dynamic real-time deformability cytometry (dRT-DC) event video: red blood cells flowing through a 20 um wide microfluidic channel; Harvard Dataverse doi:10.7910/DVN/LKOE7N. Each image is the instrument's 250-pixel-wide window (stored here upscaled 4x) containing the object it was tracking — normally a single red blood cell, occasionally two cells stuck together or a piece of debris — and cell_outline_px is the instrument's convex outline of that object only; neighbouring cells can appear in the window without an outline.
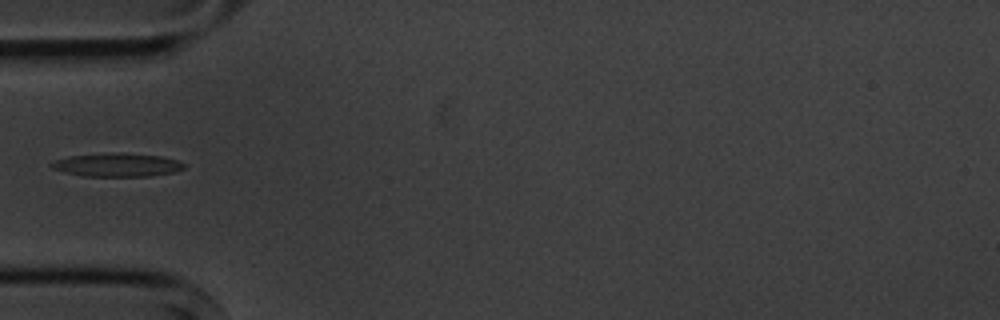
{"species": "common noctule bat (a hibernating species)", "species_latin": "Nyctalus noctula", "temperature_condition": "cold", "stored_images_in_passage": 1, "camera_frame_rate_fps": 3000, "um_per_image_px": 0.085, "animal": {"sex": "male", "body_mass_g": 20.1, "forearm_length_mm": 53.5}, "frame": {"image": 1, "passage_image": 1, "time_ms": 0.0, "image_size_px": [1000, 320], "cell_outline_px": [[184, 168], [172, 172], [148, 176], [80, 176], [64, 172], [52, 168], [48, 164], [56, 160], [68, 156], [120, 152], [160, 156], [180, 160], [184, 164]], "centroid_in_image_um": [9.93, 14.01], "position_along_channel_um": 75.1, "area_um2": 18.09}}